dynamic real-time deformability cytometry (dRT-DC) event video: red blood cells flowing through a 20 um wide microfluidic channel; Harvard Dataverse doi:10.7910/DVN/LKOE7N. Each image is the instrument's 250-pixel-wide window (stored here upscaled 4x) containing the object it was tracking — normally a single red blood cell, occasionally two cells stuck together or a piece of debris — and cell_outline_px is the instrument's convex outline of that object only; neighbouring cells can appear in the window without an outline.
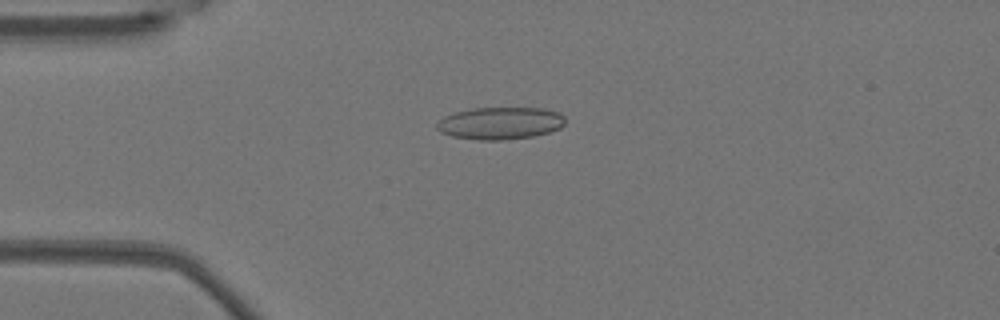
{"species": "Egyptian fruit bat (a non-hibernating species)", "species_latin": "Rousettus aegyptiacus", "temperature_condition": "warm", "stored_images_in_passage": 51, "camera_frame_rate_fps": 3000, "um_per_image_px": 0.085, "animal": {"sex": "female"}, "frame": {"image": 1, "passage_image": 13, "time_ms": 4.0, "image_size_px": [1000, 320], "cell_outline_px": [[564, 124], [560, 128], [548, 132], [532, 136], [504, 140], [480, 140], [452, 136], [440, 132], [436, 128], [436, 124], [444, 116], [456, 112], [472, 108], [544, 108], [560, 112], [564, 116]], "centroid_in_image_um": [42.52, 10.47], "position_along_channel_um": 42.5, "area_um2": 24.16}}
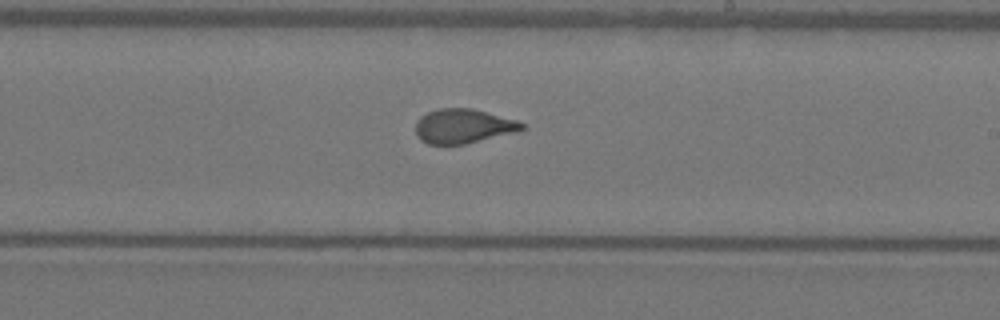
{"frame": {"image": 2, "passage_image": 31, "time_ms": 10.0, "image_size_px": [1000, 320], "cell_outline_px": [[524, 128], [516, 132], [464, 144], [428, 144], [420, 140], [416, 136], [416, 120], [420, 116], [428, 112], [440, 108], [472, 108], [516, 120], [524, 124]], "centroid_in_image_um": [39.34, 10.72], "position_along_channel_um": 249.7, "area_um2": 21.21}}
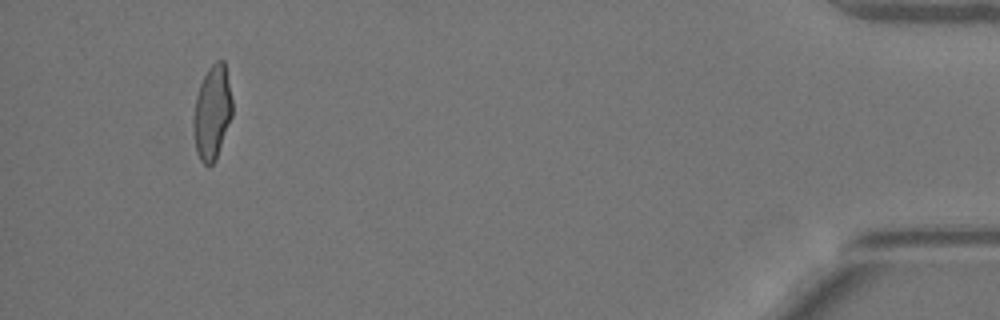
{"frame": {"image": 3, "passage_image": 50, "time_ms": 16.333, "image_size_px": [1000, 320], "cell_outline_px": [[232, 116], [216, 160], [208, 168], [200, 160], [196, 152], [192, 124], [192, 120], [196, 96], [200, 84], [208, 68], [216, 60], [224, 60], [232, 100]], "centroid_in_image_um": [18.02, 9.6], "position_along_channel_um": 417.2, "area_um2": 21.5}}